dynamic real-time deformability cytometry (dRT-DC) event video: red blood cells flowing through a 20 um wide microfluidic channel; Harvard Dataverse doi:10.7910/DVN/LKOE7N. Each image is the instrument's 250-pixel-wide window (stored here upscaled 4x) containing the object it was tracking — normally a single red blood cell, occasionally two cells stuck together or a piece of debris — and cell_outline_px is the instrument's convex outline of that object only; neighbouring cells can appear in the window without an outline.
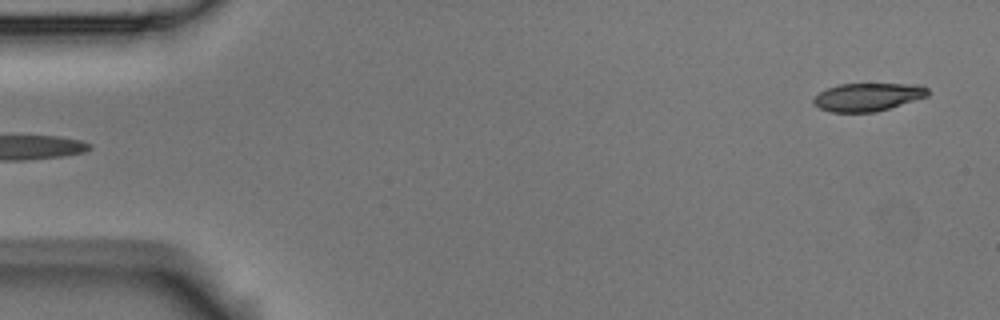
{"species": "Egyptian fruit bat (a non-hibernating species)", "species_latin": "Rousettus aegyptiacus", "temperature_condition": "room temperature", "stored_images_in_passage": 6, "segment_of_instrument_passage": [2, 2], "camera_frame_rate_fps": 3000, "um_per_image_px": 0.085, "animal": {"sex": "male"}, "frame": {"image": 1, "passage_image": 6, "time_ms": 1.667, "image_size_px": [1000, 320], "cell_outline_px": [[928, 96], [876, 112], [832, 112], [820, 108], [812, 100], [820, 92], [828, 88], [840, 84], [916, 84], [928, 88]], "centroid_in_image_um": [73.78, 8.24], "position_along_channel_um": 11.2, "area_um2": 18.44}}